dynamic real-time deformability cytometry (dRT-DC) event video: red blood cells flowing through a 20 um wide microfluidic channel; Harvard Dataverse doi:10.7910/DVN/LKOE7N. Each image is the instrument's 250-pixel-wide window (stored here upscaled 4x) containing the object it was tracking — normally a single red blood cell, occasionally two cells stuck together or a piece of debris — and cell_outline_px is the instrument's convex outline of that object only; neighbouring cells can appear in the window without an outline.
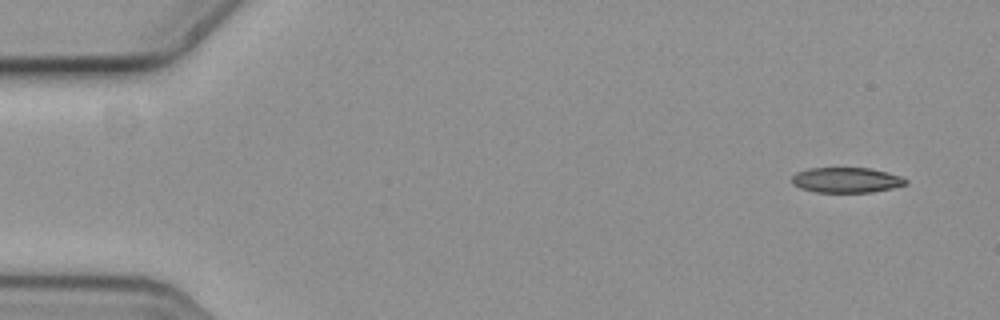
{"species": "common noctule bat (a hibernating species)", "species_latin": "Nyctalus noctula", "temperature_condition": "cold", "stored_images_in_passage": 4, "camera_frame_rate_fps": 3000, "um_per_image_px": 0.085, "animal": {"sex": "female", "body_mass_g": 19.3, "forearm_length_mm": 54.1}, "frame": {"image": 1, "passage_image": 1, "time_ms": 0.0, "image_size_px": [1000, 320], "cell_outline_px": [[908, 184], [892, 188], [872, 192], [816, 192], [800, 188], [792, 184], [792, 176], [796, 172], [808, 168], [868, 168], [888, 172], [900, 176], [908, 180]], "centroid_in_image_um": [71.94, 15.3], "position_along_channel_um": 13.1, "area_um2": 16.82}}
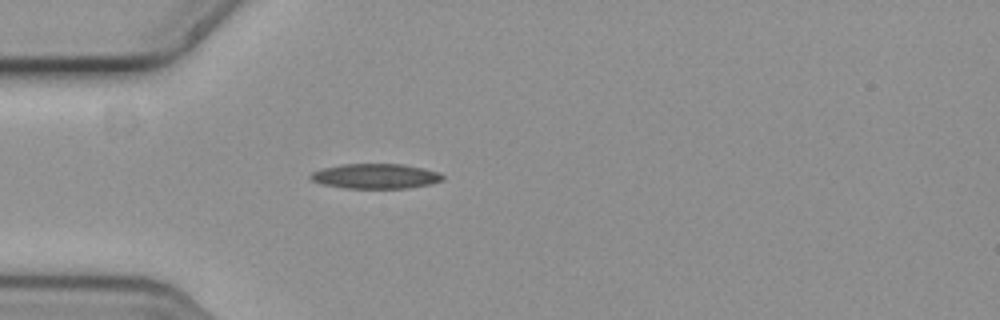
{"frame": {"image": 2, "passage_image": 4, "time_ms": 1.0, "image_size_px": [1000, 320], "cell_outline_px": [[444, 180], [428, 184], [408, 188], [344, 188], [324, 184], [312, 180], [308, 176], [312, 172], [324, 168], [340, 164], [404, 164], [424, 168], [440, 172], [444, 176]], "centroid_in_image_um": [31.95, 14.97], "position_along_channel_um": 53.1, "area_um2": 19.19}}